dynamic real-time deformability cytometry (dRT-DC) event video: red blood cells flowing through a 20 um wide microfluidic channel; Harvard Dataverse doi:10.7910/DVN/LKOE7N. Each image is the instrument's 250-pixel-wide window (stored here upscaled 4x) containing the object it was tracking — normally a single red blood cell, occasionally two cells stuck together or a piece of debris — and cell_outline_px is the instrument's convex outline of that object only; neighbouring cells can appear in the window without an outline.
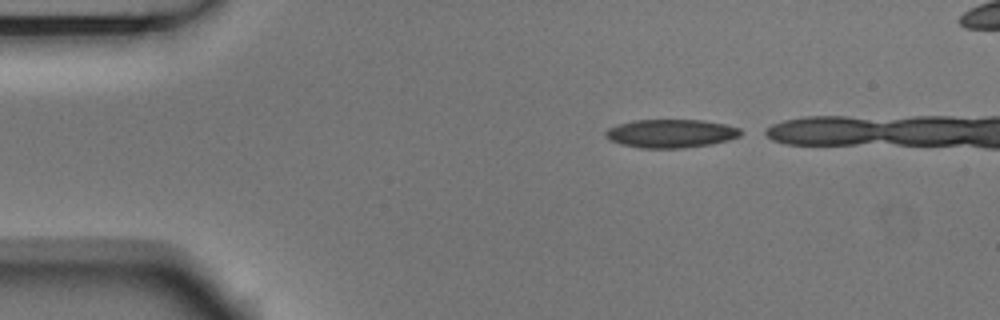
{"species": "Egyptian fruit bat (a non-hibernating species)", "species_latin": "Rousettus aegyptiacus", "temperature_condition": "room temperature", "stored_images_in_passage": 4, "camera_frame_rate_fps": 3000, "um_per_image_px": 0.085, "animal": {"sex": "male"}, "frame": {"image": 1, "passage_image": 1, "time_ms": 0.0, "image_size_px": [1000, 320], "cell_outline_px": [[740, 136], [728, 140], [712, 144], [684, 148], [640, 148], [620, 144], [608, 140], [604, 136], [604, 132], [608, 128], [616, 124], [632, 120], [704, 120], [724, 124], [740, 128]], "centroid_in_image_um": [56.96, 11.35], "position_along_channel_um": 28.0, "area_um2": 22.6}}